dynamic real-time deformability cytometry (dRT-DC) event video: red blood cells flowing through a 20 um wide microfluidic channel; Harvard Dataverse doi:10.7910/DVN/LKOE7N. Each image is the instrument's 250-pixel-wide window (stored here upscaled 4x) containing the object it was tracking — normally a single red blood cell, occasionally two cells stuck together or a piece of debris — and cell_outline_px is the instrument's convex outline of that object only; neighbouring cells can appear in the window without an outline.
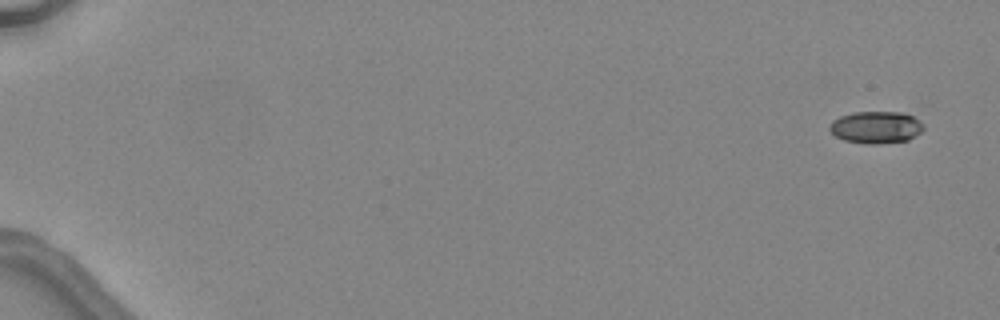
{"species": "common noctule bat (a hibernating species)", "species_latin": "Nyctalus noctula", "temperature_condition": "warm", "stored_images_in_passage": 5, "camera_frame_rate_fps": 3000, "um_per_image_px": 0.085, "animal": {"sex": "female", "body_mass_g": 24.6, "forearm_length_mm": 56.2}, "frame": {"image": 1, "passage_image": 1, "time_ms": 0.0, "image_size_px": [1000, 320], "cell_outline_px": [[924, 128], [920, 132], [908, 140], [880, 144], [864, 144], [844, 140], [836, 136], [828, 128], [832, 120], [840, 116], [852, 112], [904, 112], [912, 116], [924, 124]], "centroid_in_image_um": [74.45, 10.82], "position_along_channel_um": 10.6, "area_um2": 17.69}}
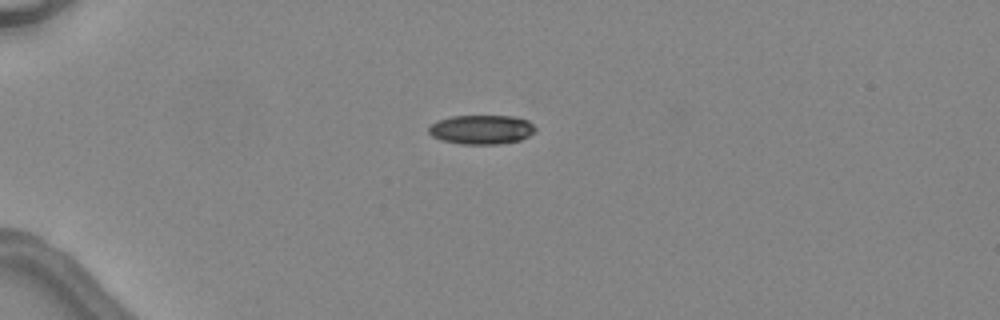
{"frame": {"image": 2, "passage_image": 4, "time_ms": 4.0, "image_size_px": [1000, 320], "cell_outline_px": [[536, 132], [520, 140], [500, 144], [460, 144], [440, 140], [432, 136], [428, 132], [428, 128], [436, 120], [452, 116], [512, 116], [528, 120], [536, 128]], "centroid_in_image_um": [40.92, 11.01], "position_along_channel_um": 44.1, "area_um2": 18.32}}